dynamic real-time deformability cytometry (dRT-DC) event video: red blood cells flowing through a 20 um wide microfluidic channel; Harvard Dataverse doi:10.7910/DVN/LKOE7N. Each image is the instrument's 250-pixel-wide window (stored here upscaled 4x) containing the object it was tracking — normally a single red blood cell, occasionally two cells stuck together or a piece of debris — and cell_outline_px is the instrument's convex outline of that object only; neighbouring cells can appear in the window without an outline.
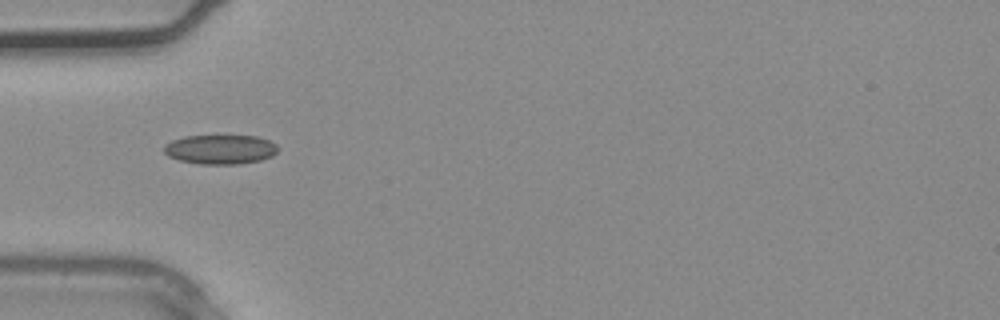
{"species": "common noctule bat (a hibernating species)", "species_latin": "Nyctalus noctula", "temperature_condition": "warm", "stored_images_in_passage": 36, "camera_frame_rate_fps": 3000, "um_per_image_px": 0.085, "animal": {"sex": "male", "body_mass_g": 20.4}, "frame": {"image": 1, "passage_image": 11, "time_ms": 3.333, "image_size_px": [1000, 320], "cell_outline_px": [[280, 148], [272, 156], [260, 160], [240, 164], [200, 164], [180, 160], [168, 156], [164, 152], [164, 144], [172, 140], [184, 136], [256, 136], [268, 140], [276, 144]], "centroid_in_image_um": [18.73, 12.7], "position_along_channel_um": 66.3, "area_um2": 19.54}}